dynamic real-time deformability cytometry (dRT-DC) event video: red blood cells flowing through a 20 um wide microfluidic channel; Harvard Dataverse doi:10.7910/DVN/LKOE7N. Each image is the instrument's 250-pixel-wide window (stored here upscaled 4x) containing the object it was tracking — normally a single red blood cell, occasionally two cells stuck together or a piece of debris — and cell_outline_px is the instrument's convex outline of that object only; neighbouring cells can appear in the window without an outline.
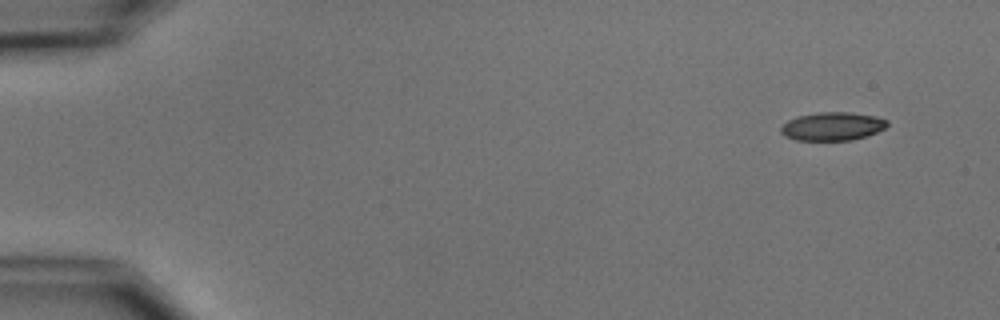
{"species": "common noctule bat (a hibernating species)", "species_latin": "Nyctalus noctula", "temperature_condition": "cold", "stored_images_in_passage": 5, "camera_frame_rate_fps": 3000, "um_per_image_px": 0.085, "animal": {"sex": "male", "body_mass_g": 15.6}, "frame": {"image": 1, "passage_image": 1, "time_ms": 0.0, "image_size_px": [1000, 320], "cell_outline_px": [[888, 124], [884, 128], [868, 136], [852, 140], [796, 140], [784, 136], [780, 132], [780, 128], [788, 120], [796, 116], [820, 112], [848, 112], [876, 116], [888, 120]], "centroid_in_image_um": [70.75, 10.74], "position_along_channel_um": 14.3, "area_um2": 17.63}}